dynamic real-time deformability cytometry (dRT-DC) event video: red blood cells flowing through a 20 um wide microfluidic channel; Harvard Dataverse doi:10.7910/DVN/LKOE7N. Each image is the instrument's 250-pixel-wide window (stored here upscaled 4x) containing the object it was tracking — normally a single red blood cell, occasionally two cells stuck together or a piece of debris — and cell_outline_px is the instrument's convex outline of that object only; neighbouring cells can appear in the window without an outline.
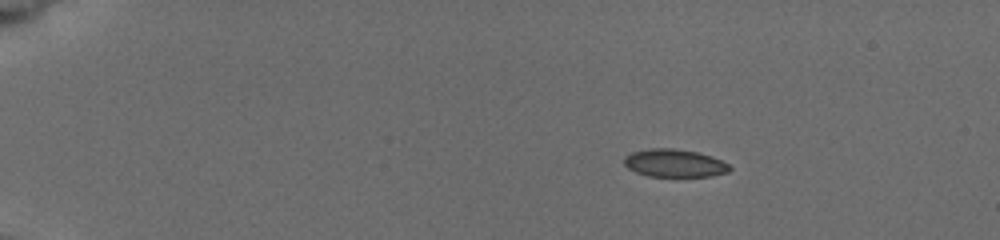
{"species": "common noctule bat (a hibernating species)", "species_latin": "Nyctalus noctula", "temperature_condition": "cold", "stored_images_in_passage": 7, "camera_frame_rate_fps": 3000, "um_per_image_px": 0.085, "animal": {"sex": "female", "body_mass_g": 19.5, "forearm_length_mm": 54.1}, "frame": {"image": 1, "passage_image": 4, "time_ms": 2.667, "image_size_px": [1000, 240], "cell_outline_px": [[732, 168], [728, 172], [712, 176], [648, 176], [636, 172], [628, 168], [624, 164], [624, 156], [632, 152], [648, 148], [672, 148], [696, 152], [712, 156], [728, 164]], "centroid_in_image_um": [57.31, 13.86], "position_along_channel_um": 27.7, "area_um2": 17.11}}